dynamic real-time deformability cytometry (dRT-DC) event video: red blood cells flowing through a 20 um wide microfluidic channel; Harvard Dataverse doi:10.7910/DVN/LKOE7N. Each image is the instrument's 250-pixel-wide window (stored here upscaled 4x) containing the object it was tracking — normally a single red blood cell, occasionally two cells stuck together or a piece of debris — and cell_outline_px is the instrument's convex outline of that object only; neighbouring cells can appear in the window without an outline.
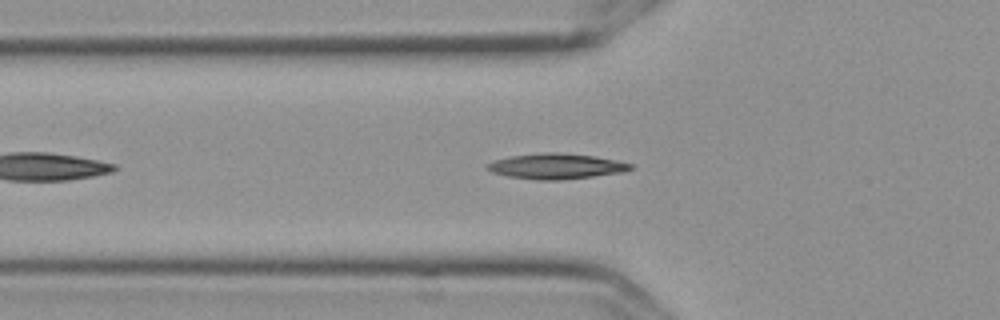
{"species": "Egyptian fruit bat (a non-hibernating species)", "species_latin": "Rousettus aegyptiacus", "temperature_condition": "cold", "stored_images_in_passage": 38, "camera_frame_rate_fps": 3000, "um_per_image_px": 0.085, "frame": {"image": 1, "passage_image": 8, "time_ms": 2.333, "image_size_px": [1000, 320], "cell_outline_px": [[632, 168], [624, 172], [560, 180], [536, 180], [508, 176], [492, 172], [484, 168], [488, 164], [496, 160], [512, 156], [544, 152], [556, 152], [592, 156], [616, 160], [632, 164]], "centroid_in_image_um": [47.26, 14.13], "position_along_channel_um": 78.5, "area_um2": 20.98}}
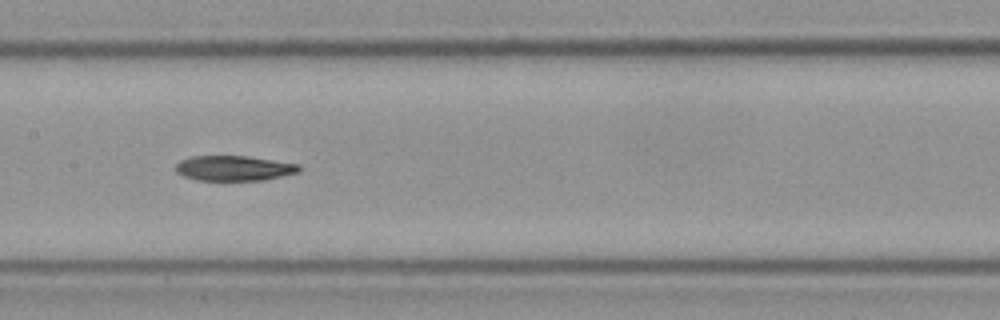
{"frame": {"image": 2, "passage_image": 17, "time_ms": 5.333, "image_size_px": [1000, 320], "cell_outline_px": [[300, 172], [264, 180], [196, 180], [184, 176], [176, 172], [176, 164], [180, 160], [192, 156], [248, 156], [300, 164]], "centroid_in_image_um": [19.9, 14.29], "position_along_channel_um": 187.5, "area_um2": 18.09}}
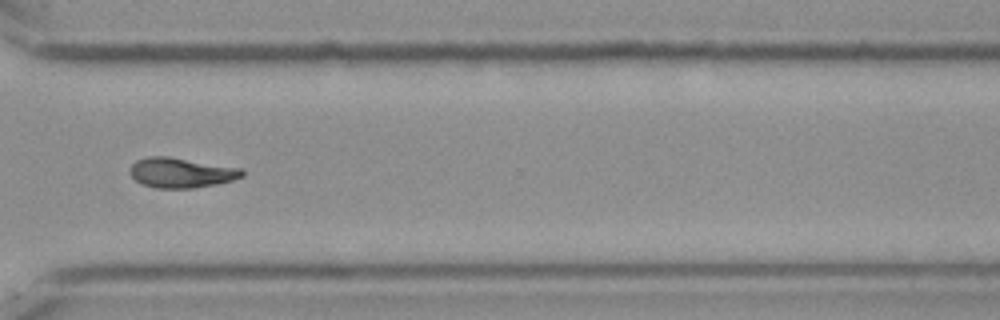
{"frame": {"image": 3, "passage_image": 31, "time_ms": 10.0, "image_size_px": [1000, 320], "cell_outline_px": [[244, 176], [232, 180], [216, 184], [192, 188], [156, 188], [140, 184], [128, 172], [132, 164], [136, 160], [148, 156], [168, 156], [244, 168]], "centroid_in_image_um": [15.4, 14.67], "position_along_channel_um": 355.2, "area_um2": 19.83}}